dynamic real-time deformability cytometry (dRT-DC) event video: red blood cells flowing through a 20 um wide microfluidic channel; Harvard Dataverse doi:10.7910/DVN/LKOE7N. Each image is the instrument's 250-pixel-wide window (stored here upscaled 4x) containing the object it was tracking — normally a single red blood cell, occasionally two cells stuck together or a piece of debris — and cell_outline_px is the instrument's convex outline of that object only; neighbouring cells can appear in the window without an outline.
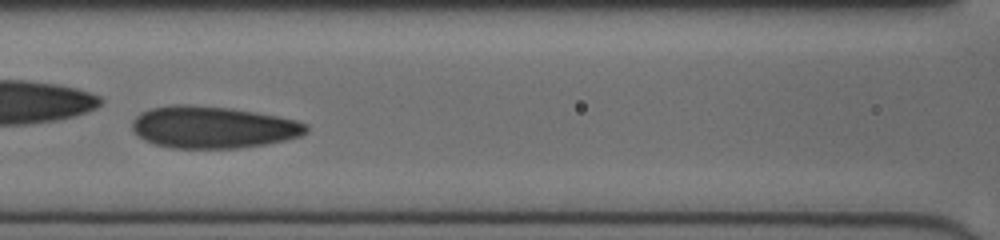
{"species": "human", "species_latin": "Homo sapiens", "temperature_condition": "cold", "stored_images_in_passage": 33, "camera_frame_rate_fps": 3000, "um_per_image_px": 0.085, "donor": {"sex": "female"}, "frame": {"image": 1, "passage_image": 10, "time_ms": 3.0, "image_size_px": [1000, 240], "cell_outline_px": [[308, 132], [300, 136], [284, 140], [264, 144], [236, 148], [172, 148], [152, 144], [144, 140], [132, 132], [132, 120], [140, 112], [152, 108], [176, 104], [188, 104], [232, 108], [276, 116], [296, 120], [308, 124]], "centroid_in_image_um": [18.06, 10.81], "position_along_channel_um": 148.5, "area_um2": 42.71}}
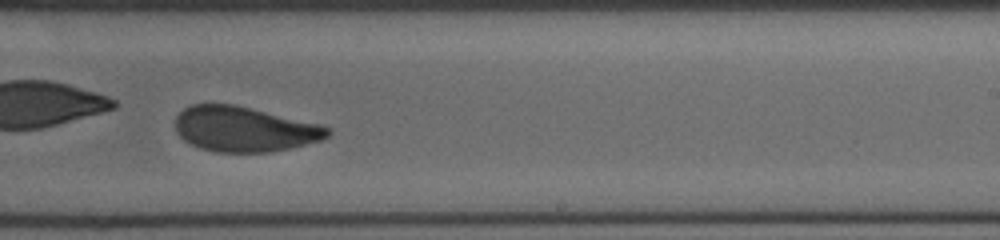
{"frame": {"image": 2, "passage_image": 19, "time_ms": 6.0, "image_size_px": [1000, 240], "cell_outline_px": [[332, 132], [328, 136], [320, 140], [288, 148], [268, 152], [216, 152], [200, 148], [184, 140], [176, 132], [176, 116], [184, 108], [192, 104], [232, 104], [324, 124], [332, 128]], "centroid_in_image_um": [20.79, 10.97], "position_along_channel_um": 268.2, "area_um2": 40.06}, "authors_computed_cell_mechanics": {"area_um2": 41.6738, "velocity_mm_per_s": 4.0085, "shape_relaxation_time_tau1_ms": 3.9546, "shape_relaxation_time_tau2_ms": 0.888, "deformation_change_tau1": 0.1254, "deformation_change_tau2": 0.0519}}